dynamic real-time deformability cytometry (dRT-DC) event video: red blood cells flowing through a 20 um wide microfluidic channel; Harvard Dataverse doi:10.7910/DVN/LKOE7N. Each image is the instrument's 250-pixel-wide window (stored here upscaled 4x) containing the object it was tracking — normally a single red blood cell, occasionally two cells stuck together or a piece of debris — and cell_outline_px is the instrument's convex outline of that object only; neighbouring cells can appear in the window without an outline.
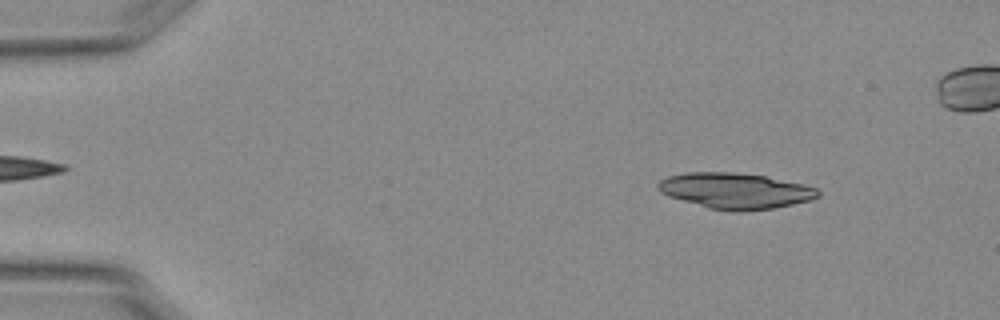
{"species": "Egyptian fruit bat (a non-hibernating species)", "species_latin": "Rousettus aegyptiacus", "temperature_condition": "warm", "stored_images_in_passage": 53, "camera_frame_rate_fps": 3000, "um_per_image_px": 0.085, "animal": {"sex": "female"}, "frame": {"image": 1, "passage_image": 6, "time_ms": 1.667, "image_size_px": [1000, 320], "cell_outline_px": [[820, 196], [808, 200], [792, 204], [772, 208], [744, 212], [732, 212], [708, 208], [668, 196], [660, 192], [656, 188], [656, 184], [660, 180], [668, 176], [684, 172], [736, 172], [764, 176], [804, 184], [816, 188], [820, 192]], "centroid_in_image_um": [62.45, 16.22], "position_along_channel_um": 22.5, "area_um2": 33.52}}